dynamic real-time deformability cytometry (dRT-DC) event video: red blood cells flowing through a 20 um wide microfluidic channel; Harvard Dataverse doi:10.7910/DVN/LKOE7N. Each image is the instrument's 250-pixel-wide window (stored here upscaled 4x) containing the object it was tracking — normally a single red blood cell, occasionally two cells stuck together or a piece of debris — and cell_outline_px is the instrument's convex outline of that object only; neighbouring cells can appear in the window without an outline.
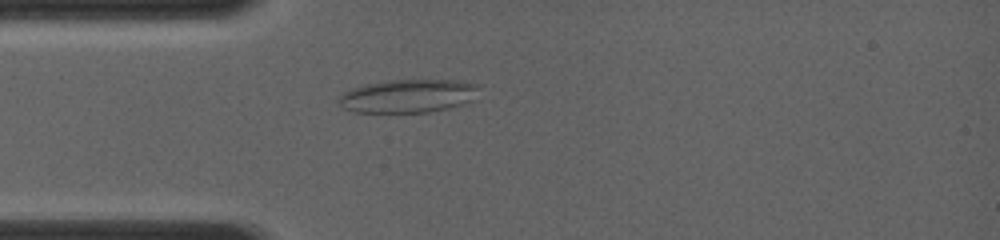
{"species": "common noctule bat (a hibernating species)", "species_latin": "Nyctalus noctula", "temperature_condition": "room temperature", "stored_images_in_passage": 25, "camera_frame_rate_fps": 4000, "um_per_image_px": 0.085, "animal": {"sex": "female", "body_mass_g": 19.0, "forearm_length_mm": 56.7}, "frame": {"image": 1, "passage_image": 9, "time_ms": 3.0, "image_size_px": [1000, 240], "cell_outline_px": [[480, 84], [472, 100], [448, 108], [428, 112], [356, 112], [344, 108], [340, 104], [340, 96], [344, 92], [352, 88], [364, 84], [388, 80], [460, 80]], "centroid_in_image_um": [34.69, 8.14], "position_along_channel_um": 50.3, "area_um2": 27.05}}
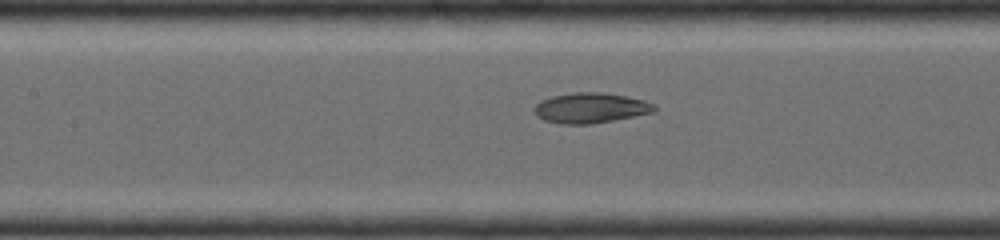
{"frame": {"image": 2, "passage_image": 17, "time_ms": 5.5, "image_size_px": [1000, 240], "cell_outline_px": [[656, 112], [592, 124], [560, 124], [544, 120], [536, 116], [536, 104], [540, 100], [552, 96], [572, 92], [604, 92], [644, 100], [652, 104], [656, 108]], "centroid_in_image_um": [50.19, 9.17], "position_along_channel_um": 157.2, "area_um2": 21.15}}
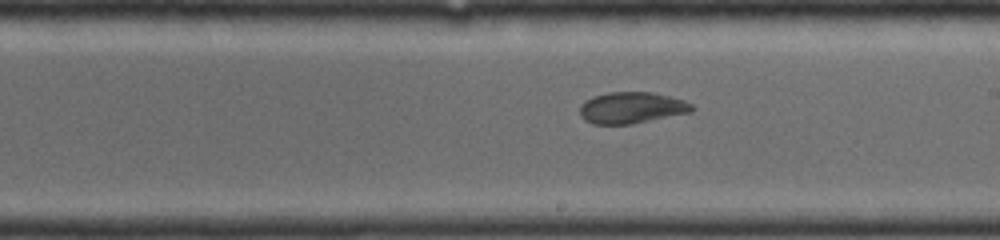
{"frame": {"image": 3, "passage_image": 23, "time_ms": 7.25, "image_size_px": [1000, 240], "cell_outline_px": [[696, 108], [692, 112], [632, 124], [592, 124], [584, 120], [580, 116], [580, 104], [584, 100], [592, 96], [608, 92], [652, 92], [684, 100], [692, 104]], "centroid_in_image_um": [53.67, 9.16], "position_along_channel_um": 235.3, "area_um2": 20.75}}